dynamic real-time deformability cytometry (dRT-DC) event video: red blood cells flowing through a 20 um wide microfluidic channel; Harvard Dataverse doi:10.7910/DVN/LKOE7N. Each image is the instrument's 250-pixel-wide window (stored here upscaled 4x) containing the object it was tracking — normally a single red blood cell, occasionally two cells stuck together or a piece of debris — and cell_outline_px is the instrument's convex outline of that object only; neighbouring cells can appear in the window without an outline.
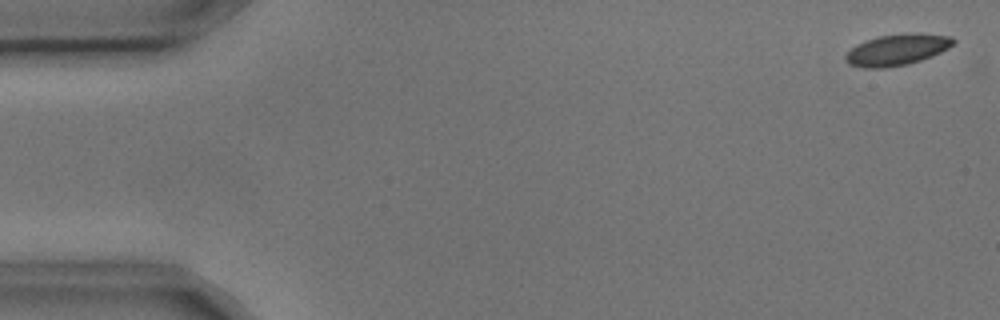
{"species": "common noctule bat (a hibernating species)", "species_latin": "Nyctalus noctula", "temperature_condition": "cold", "stored_images_in_passage": 4, "camera_frame_rate_fps": 3000, "um_per_image_px": 0.085, "animal": {"sex": "male", "body_mass_g": 17.9, "forearm_length_mm": 54.2}, "frame": {"image": 1, "passage_image": 1, "time_ms": 0.0, "image_size_px": [1000, 320], "cell_outline_px": [[956, 40], [948, 48], [932, 56], [908, 64], [888, 68], [864, 68], [848, 64], [844, 60], [844, 56], [856, 44], [864, 40], [880, 36], [908, 32], [952, 36]], "centroid_in_image_um": [76.22, 4.23], "position_along_channel_um": 8.8, "area_um2": 19.77}}
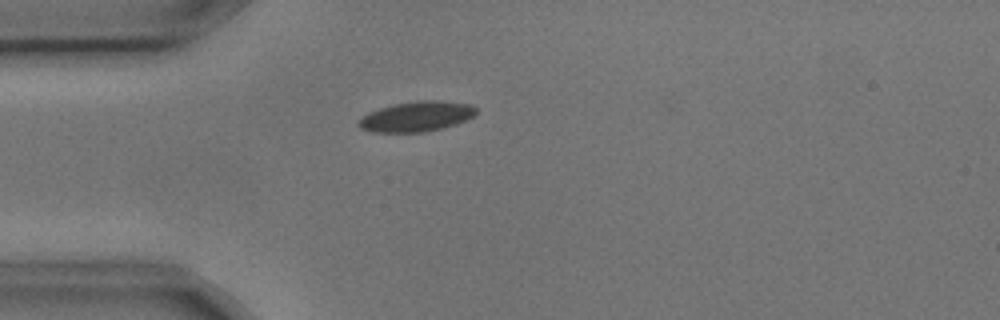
{"frame": {"image": 2, "passage_image": 4, "time_ms": 1.0, "image_size_px": [1000, 320], "cell_outline_px": [[476, 112], [472, 116], [456, 124], [444, 128], [424, 132], [372, 132], [360, 128], [356, 124], [368, 112], [380, 108], [396, 104], [416, 100], [436, 100], [472, 104], [476, 108]], "centroid_in_image_um": [35.4, 9.9], "position_along_channel_um": 49.6, "area_um2": 20.58}}